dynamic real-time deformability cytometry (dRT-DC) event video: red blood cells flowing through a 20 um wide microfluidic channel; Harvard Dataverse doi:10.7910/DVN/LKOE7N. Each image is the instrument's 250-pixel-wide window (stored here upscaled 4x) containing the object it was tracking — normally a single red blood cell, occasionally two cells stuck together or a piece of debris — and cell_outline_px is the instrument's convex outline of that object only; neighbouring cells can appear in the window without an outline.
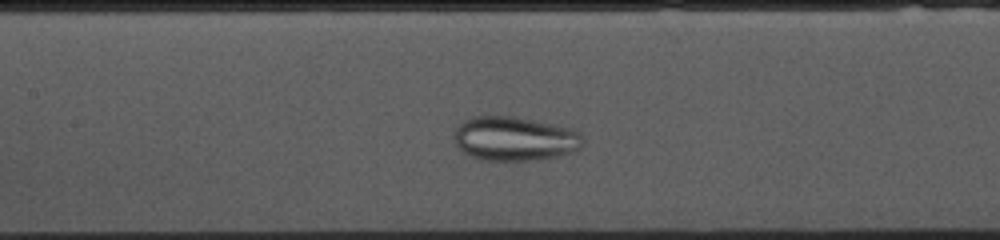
{"species": "common noctule bat (a hibernating species)", "species_latin": "Nyctalus noctula", "temperature_condition": "cold", "stored_images_in_passage": 38, "camera_frame_rate_fps": 3000, "um_per_image_px": 0.085, "animal": {"sex": "female", "body_mass_g": 10.0, "forearm_length_mm": 53.1}, "frame": {"image": 1, "passage_image": 18, "time_ms": 5.667, "image_size_px": [1000, 240], "cell_outline_px": [[584, 144], [576, 152], [556, 156], [532, 160], [484, 160], [472, 156], [464, 152], [456, 144], [456, 128], [464, 120], [472, 116], [512, 116], [572, 128], [580, 132], [584, 136]], "centroid_in_image_um": [43.81, 11.78], "position_along_channel_um": 163.6, "area_um2": 33.06}}
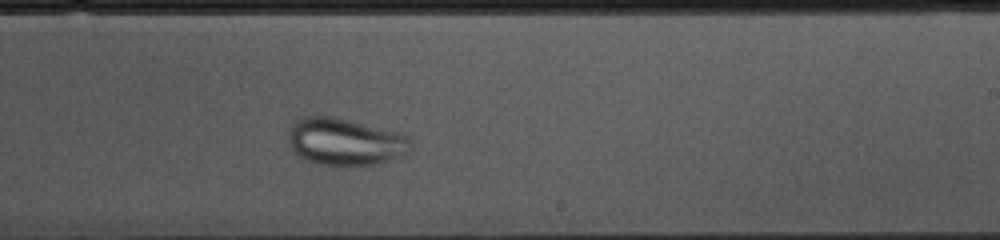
{"frame": {"image": 2, "passage_image": 26, "time_ms": 8.333, "image_size_px": [1000, 240], "cell_outline_px": [[412, 152], [404, 156], [372, 164], [320, 164], [308, 160], [300, 156], [292, 148], [288, 140], [288, 132], [292, 124], [296, 120], [304, 116], [328, 116], [396, 132], [408, 136], [412, 140]], "centroid_in_image_um": [29.35, 12.04], "position_along_channel_um": 259.6, "area_um2": 32.95}}
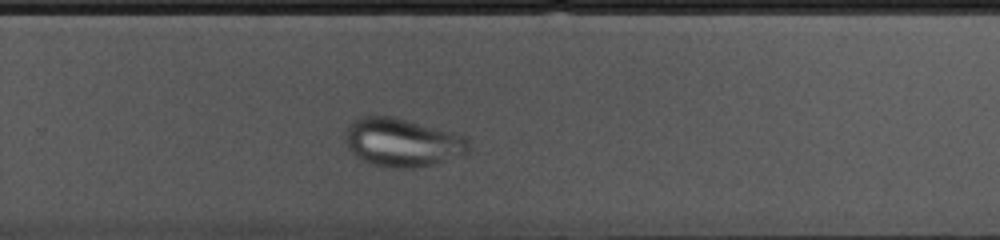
{"frame": {"image": 3, "passage_image": 29, "time_ms": 9.333, "image_size_px": [1000, 240], "cell_outline_px": [[468, 152], [432, 164], [412, 168], [392, 168], [372, 164], [360, 160], [348, 148], [344, 140], [344, 132], [352, 120], [360, 116], [392, 116], [456, 132], [464, 136], [468, 140]], "centroid_in_image_um": [34.13, 12.09], "position_along_channel_um": 295.7, "area_um2": 34.91}}